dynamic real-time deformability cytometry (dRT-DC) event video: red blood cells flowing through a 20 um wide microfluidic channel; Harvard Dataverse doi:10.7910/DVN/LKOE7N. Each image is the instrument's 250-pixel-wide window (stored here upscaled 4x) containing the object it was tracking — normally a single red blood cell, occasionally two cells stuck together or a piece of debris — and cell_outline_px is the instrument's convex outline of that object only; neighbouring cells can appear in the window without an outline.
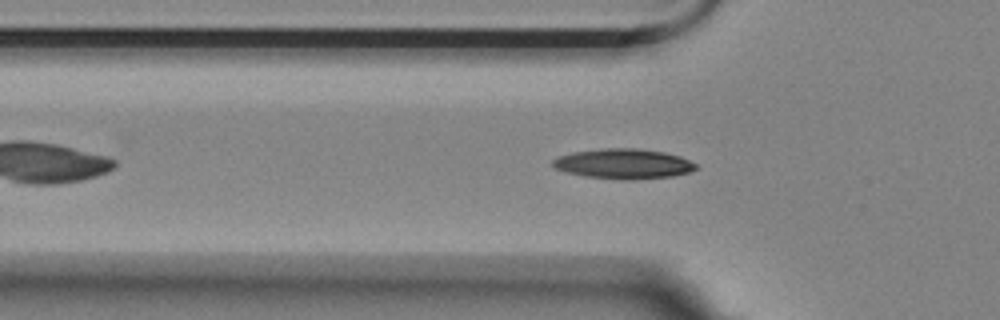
{"species": "Egyptian fruit bat (a non-hibernating species)", "species_latin": "Rousettus aegyptiacus", "temperature_condition": "room temperature", "stored_images_in_passage": 42, "camera_frame_rate_fps": 3000, "um_per_image_px": 0.085, "animal": {"sex": "female"}, "frame": {"image": 1, "passage_image": 10, "time_ms": 3.0, "image_size_px": [1000, 320], "cell_outline_px": [[696, 168], [688, 172], [672, 176], [636, 180], [624, 180], [584, 176], [564, 172], [556, 168], [552, 164], [552, 160], [556, 156], [572, 152], [604, 148], [632, 148], [664, 152], [680, 156], [696, 164]], "centroid_in_image_um": [52.94, 13.93], "position_along_channel_um": 72.9, "area_um2": 25.09}}
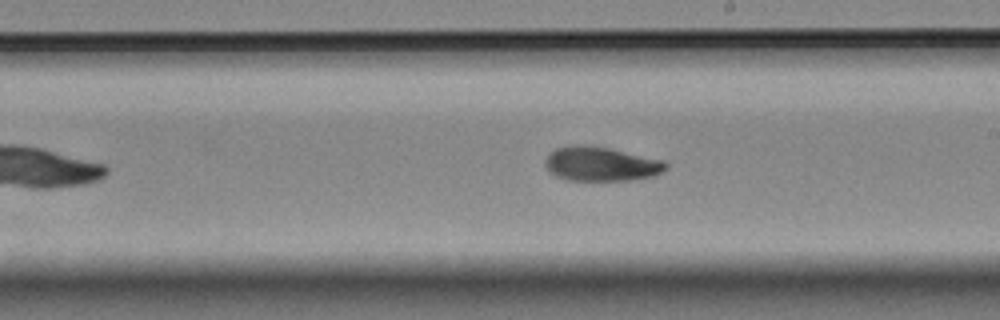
{"frame": {"image": 2, "passage_image": 24, "time_ms": 7.667, "image_size_px": [1000, 320], "cell_outline_px": [[668, 168], [652, 176], [628, 180], [564, 180], [548, 172], [544, 164], [544, 160], [556, 148], [568, 144], [588, 144], [608, 148], [664, 160], [668, 164]], "centroid_in_image_um": [51.04, 13.92], "position_along_channel_um": 238.0, "area_um2": 24.28}}
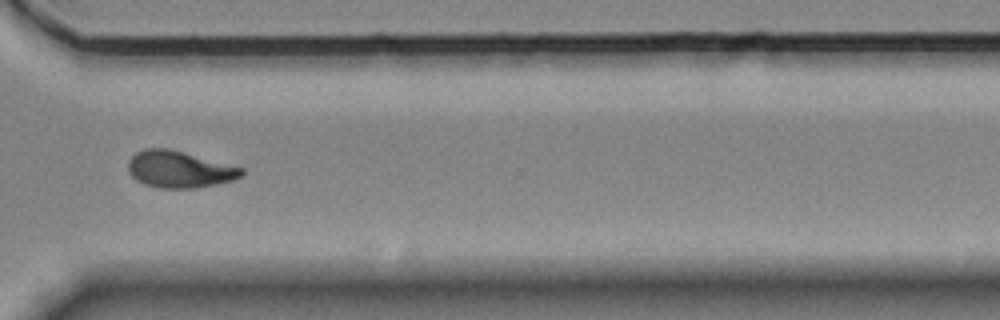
{"frame": {"image": 3, "passage_image": 34, "time_ms": 11.0, "image_size_px": [1000, 320], "cell_outline_px": [[244, 172], [236, 180], [196, 188], [160, 188], [144, 184], [136, 180], [128, 172], [128, 160], [136, 152], [144, 148], [168, 148], [244, 168]], "centroid_in_image_um": [15.23, 14.4], "position_along_channel_um": 355.4, "area_um2": 24.33}, "authors_computed_cell_mechanics": {"area_um2": 23.8136, "velocity_mm_per_s": 3.5129, "shape_relaxation_time_tau1_ms": 4.4564, "shape_relaxation_time_tau2_ms": 4.281, "deformation_change_tau1": 0.1411, "deformation_change_tau2": 0.0945}}